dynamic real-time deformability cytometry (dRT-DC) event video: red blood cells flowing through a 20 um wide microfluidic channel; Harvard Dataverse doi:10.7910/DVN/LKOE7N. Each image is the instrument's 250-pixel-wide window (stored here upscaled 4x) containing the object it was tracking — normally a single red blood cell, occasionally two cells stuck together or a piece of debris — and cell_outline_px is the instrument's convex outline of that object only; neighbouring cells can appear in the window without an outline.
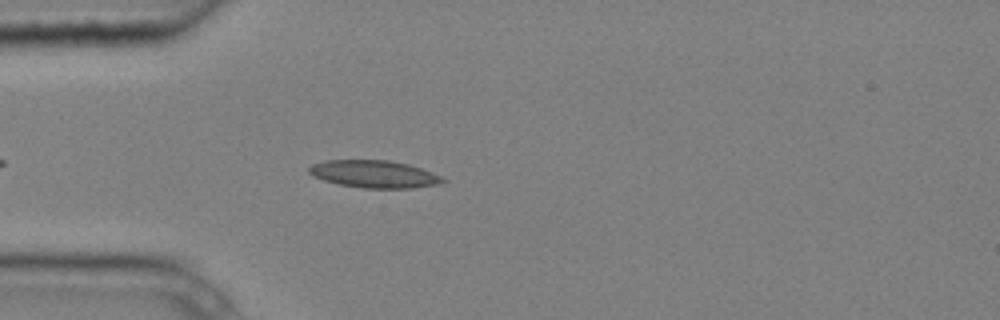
{"species": "common noctule bat (a hibernating species)", "species_latin": "Nyctalus noctula", "temperature_condition": "cold", "stored_images_in_passage": 5, "camera_frame_rate_fps": 3000, "um_per_image_px": 0.085, "animal": {"sex": "male", "body_mass_g": 20.4}, "frame": {"image": 1, "passage_image": 5, "time_ms": 1.333, "image_size_px": [1000, 320], "cell_outline_px": [[448, 180], [436, 184], [412, 188], [364, 188], [340, 184], [324, 180], [312, 176], [308, 172], [308, 168], [312, 164], [324, 160], [388, 160], [408, 164], [420, 168], [440, 176]], "centroid_in_image_um": [31.76, 14.79], "position_along_channel_um": 53.2, "area_um2": 21.21}}